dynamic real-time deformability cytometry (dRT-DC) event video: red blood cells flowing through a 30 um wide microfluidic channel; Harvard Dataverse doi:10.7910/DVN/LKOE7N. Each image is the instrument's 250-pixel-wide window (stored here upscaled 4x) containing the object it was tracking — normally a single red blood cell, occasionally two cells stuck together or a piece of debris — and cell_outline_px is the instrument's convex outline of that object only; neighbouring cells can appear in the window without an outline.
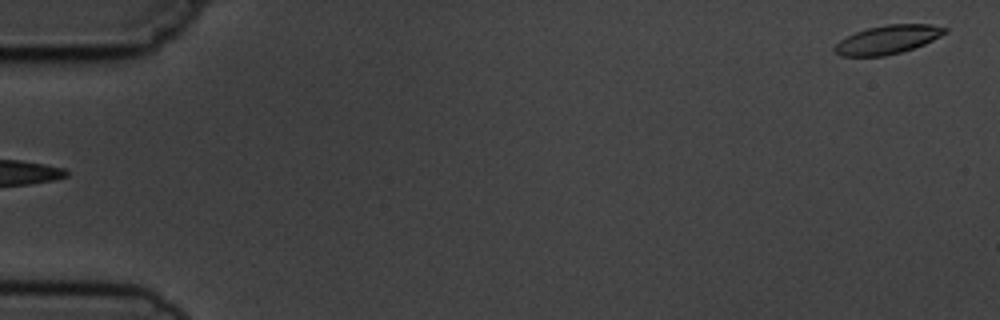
{"species": "common noctule bat (a hibernating species)", "species_latin": "Nyctalus noctula", "temperature_condition": "cold", "stored_images_in_passage": 3, "camera_frame_rate_fps": 3000, "um_per_image_px": 0.085, "animal": {"sex": "male", "body_mass_g": 19.5, "forearm_length_mm": 54.6}, "frame": {"image": 1, "passage_image": 3, "time_ms": 3.333, "image_size_px": [1000, 320], "cell_outline_px": [[948, 32], [924, 44], [900, 52], [884, 56], [840, 56], [832, 48], [840, 40], [856, 32], [868, 28], [888, 24], [932, 24], [948, 28]], "centroid_in_image_um": [75.46, 3.36], "position_along_channel_um": 9.5, "area_um2": 18.26}}